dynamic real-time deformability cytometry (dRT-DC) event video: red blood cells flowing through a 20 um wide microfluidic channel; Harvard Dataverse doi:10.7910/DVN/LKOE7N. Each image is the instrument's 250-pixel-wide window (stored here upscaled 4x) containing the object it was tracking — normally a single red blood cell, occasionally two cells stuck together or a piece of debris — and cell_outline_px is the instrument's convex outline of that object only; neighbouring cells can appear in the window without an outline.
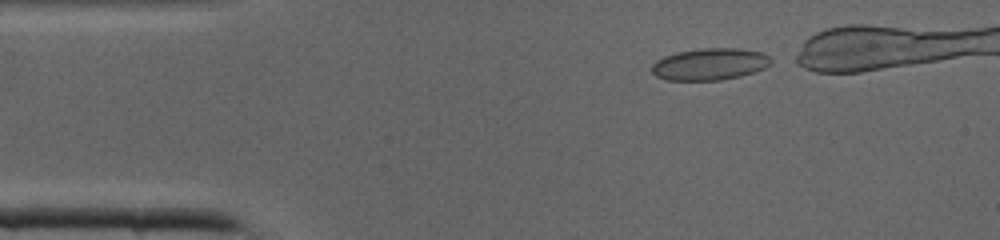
{"species": "common noctule bat (a hibernating species)", "species_latin": "Nyctalus noctula", "temperature_condition": "cold", "stored_images_in_passage": 27, "camera_frame_rate_fps": 3000, "um_per_image_px": 0.085, "animal": {"sex": "male", "body_mass_g": 19.0, "forearm_length_mm": 50.8}, "frame": {"image": 1, "passage_image": 1, "time_ms": 0.0, "image_size_px": [1000, 240], "cell_outline_px": [[772, 64], [764, 68], [740, 76], [720, 80], [664, 80], [656, 76], [652, 72], [652, 64], [656, 60], [664, 56], [676, 52], [700, 48], [736, 48], [760, 52], [768, 56], [772, 60]], "centroid_in_image_um": [60.3, 5.45], "position_along_channel_um": 24.7, "area_um2": 22.14}}
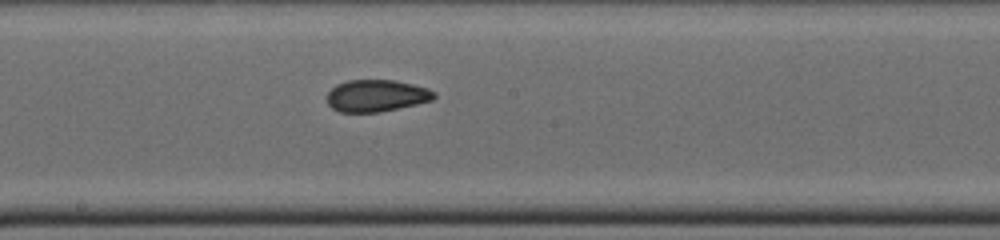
{"frame": {"image": 2, "passage_image": 16, "time_ms": 5.0, "image_size_px": [1000, 240], "cell_outline_px": [[436, 96], [432, 100], [416, 104], [380, 112], [340, 112], [332, 108], [328, 104], [328, 92], [336, 84], [348, 80], [392, 80], [412, 84], [428, 88], [436, 92]], "centroid_in_image_um": [32.0, 8.13], "position_along_channel_um": 216.2, "area_um2": 19.88}}
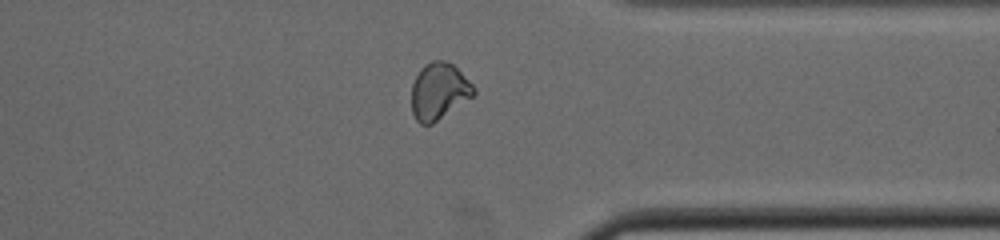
{"frame": {"image": 3, "passage_image": 26, "time_ms": 8.333, "image_size_px": [1000, 240], "cell_outline_px": [[476, 92], [472, 96], [432, 124], [420, 124], [416, 120], [412, 112], [412, 84], [420, 68], [424, 64], [432, 60], [444, 60], [452, 64], [476, 88]], "centroid_in_image_um": [37.28, 7.74], "position_along_channel_um": 374.1, "area_um2": 20.29}}